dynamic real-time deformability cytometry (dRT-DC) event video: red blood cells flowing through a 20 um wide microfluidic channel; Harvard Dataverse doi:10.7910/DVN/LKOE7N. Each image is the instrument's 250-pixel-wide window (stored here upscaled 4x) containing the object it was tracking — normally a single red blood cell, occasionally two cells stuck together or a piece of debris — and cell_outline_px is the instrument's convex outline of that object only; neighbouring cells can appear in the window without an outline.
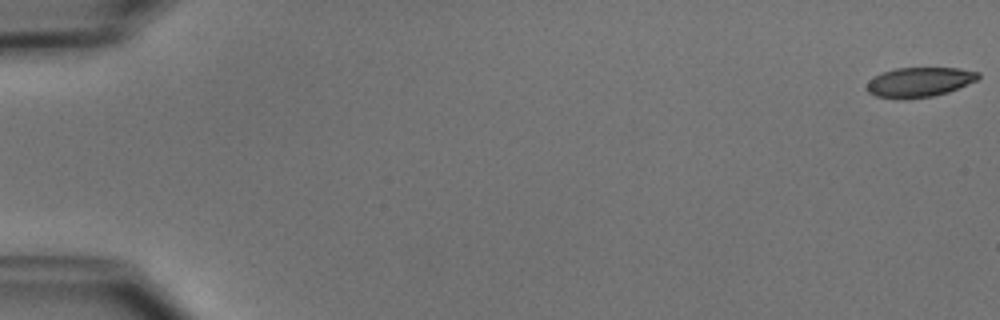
{"species": "common noctule bat (a hibernating species)", "species_latin": "Nyctalus noctula", "temperature_condition": "cold", "stored_images_in_passage": 3, "camera_frame_rate_fps": 3000, "um_per_image_px": 0.085, "animal": {"sex": "male", "body_mass_g": 15.6}, "frame": {"image": 1, "passage_image": 1, "time_ms": 0.0, "image_size_px": [1000, 320], "cell_outline_px": [[980, 76], [976, 80], [948, 92], [932, 96], [904, 100], [896, 100], [876, 96], [868, 92], [864, 88], [868, 80], [884, 72], [896, 68], [960, 68], [980, 72]], "centroid_in_image_um": [78.1, 7.0], "position_along_channel_um": 6.9, "area_um2": 19.48}}